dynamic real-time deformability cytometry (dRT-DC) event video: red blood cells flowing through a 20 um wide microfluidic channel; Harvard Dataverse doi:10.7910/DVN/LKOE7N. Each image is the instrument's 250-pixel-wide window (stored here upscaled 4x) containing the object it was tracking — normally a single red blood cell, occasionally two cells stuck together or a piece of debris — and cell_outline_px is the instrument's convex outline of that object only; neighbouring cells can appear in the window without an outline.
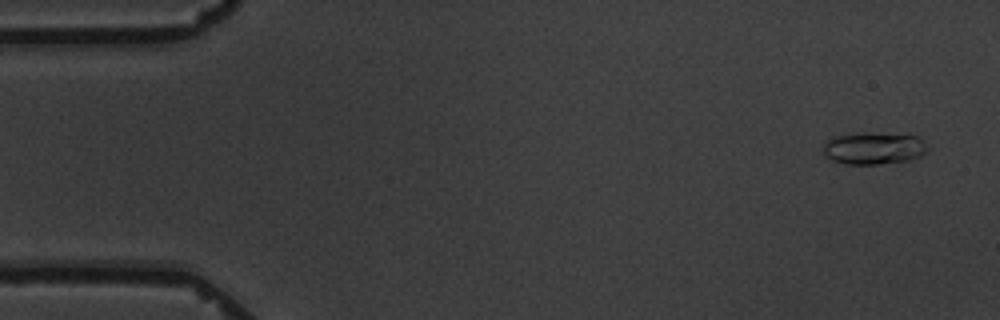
{"species": "common noctule bat (a hibernating species)", "species_latin": "Nyctalus noctula", "temperature_condition": "warm", "stored_images_in_passage": 6, "camera_frame_rate_fps": 3000, "um_per_image_px": 0.085, "animal": {"sex": "male", "body_mass_g": 19.5, "forearm_length_mm": 54.6}, "frame": {"image": 1, "passage_image": 1, "time_ms": 0.0, "image_size_px": [1000, 320], "cell_outline_px": [[932, 148], [928, 152], [920, 156], [908, 160], [876, 164], [848, 164], [832, 160], [824, 156], [824, 140], [832, 136], [860, 132], [864, 132], [920, 136]], "centroid_in_image_um": [74.3, 12.58], "position_along_channel_um": 10.7, "area_um2": 20.0}}